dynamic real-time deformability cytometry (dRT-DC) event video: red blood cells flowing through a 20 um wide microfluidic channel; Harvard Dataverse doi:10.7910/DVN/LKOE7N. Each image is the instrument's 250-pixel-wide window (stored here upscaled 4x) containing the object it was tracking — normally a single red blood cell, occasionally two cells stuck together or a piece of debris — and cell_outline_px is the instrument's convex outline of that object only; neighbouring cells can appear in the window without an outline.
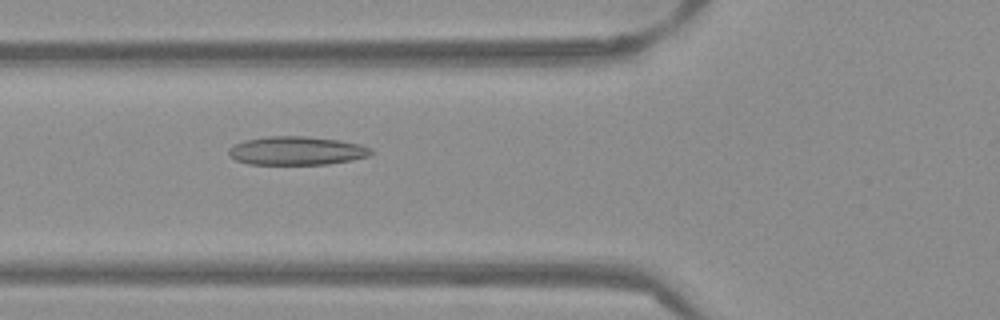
{"species": "Egyptian fruit bat (a non-hibernating species)", "species_latin": "Rousettus aegyptiacus", "temperature_condition": "warm", "stored_images_in_passage": 52, "camera_frame_rate_fps": 3000, "um_per_image_px": 0.085, "frame": {"image": 1, "passage_image": 19, "time_ms": 6.0, "image_size_px": [1000, 320], "cell_outline_px": [[372, 152], [368, 156], [352, 160], [328, 164], [248, 164], [236, 160], [228, 156], [228, 148], [244, 140], [268, 136], [308, 136], [340, 140], [360, 144], [372, 148]], "centroid_in_image_um": [25.21, 12.81], "position_along_channel_um": 100.6, "area_um2": 23.81}}
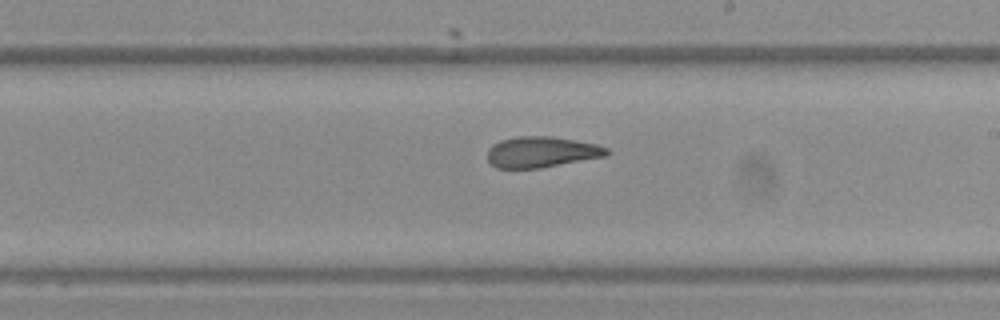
{"frame": {"image": 2, "passage_image": 30, "time_ms": 9.667, "image_size_px": [1000, 320], "cell_outline_px": [[608, 156], [540, 168], [496, 168], [488, 160], [488, 148], [492, 144], [500, 140], [516, 136], [552, 136], [596, 144], [608, 148]], "centroid_in_image_um": [46.02, 12.92], "position_along_channel_um": 243.0, "area_um2": 21.56}}
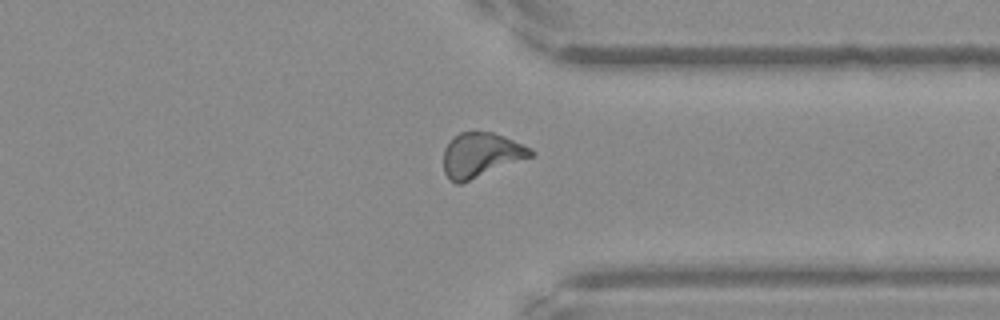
{"frame": {"image": 3, "passage_image": 40, "time_ms": 13.0, "image_size_px": [1000, 320], "cell_outline_px": [[536, 152], [532, 156], [460, 184], [456, 184], [444, 172], [444, 148], [460, 132], [492, 132], [504, 136], [524, 144], [532, 148]], "centroid_in_image_um": [40.91, 13.16], "position_along_channel_um": 370.5, "area_um2": 22.31}, "authors_computed_cell_mechanics": {"area_um2": 22.4842, "velocity_mm_per_s": 3.8693, "shape_relaxation_time_tau1_ms": null, "shape_relaxation_time_tau2_ms": 2.4781, "deformation_change_tau1": null, "deformation_change_tau2": 0.0985}}